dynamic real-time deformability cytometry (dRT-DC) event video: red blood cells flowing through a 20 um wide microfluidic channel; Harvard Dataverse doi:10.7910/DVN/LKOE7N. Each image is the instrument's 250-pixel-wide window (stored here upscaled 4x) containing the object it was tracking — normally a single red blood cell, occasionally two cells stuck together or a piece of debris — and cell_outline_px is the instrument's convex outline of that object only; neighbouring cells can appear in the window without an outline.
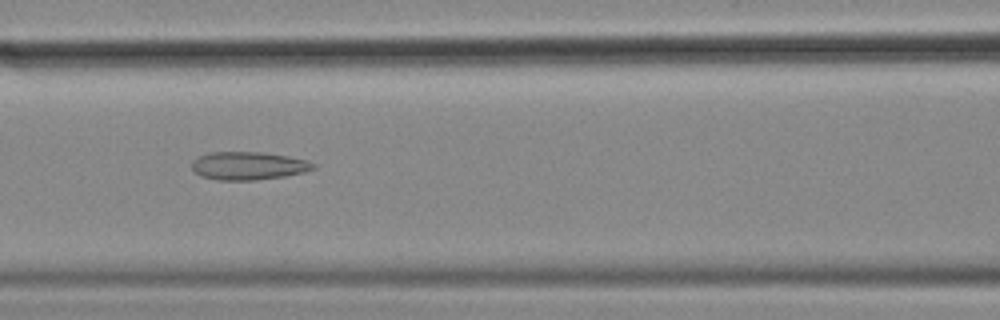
{"species": "common noctule bat (a hibernating species)", "species_latin": "Nyctalus noctula", "temperature_condition": "cold", "stored_images_in_passage": 40, "camera_frame_rate_fps": 3000, "um_per_image_px": 0.085, "animal": {"sex": "female", "body_mass_g": 18.4}, "frame": {"image": 1, "passage_image": 8, "time_ms": 2.333, "image_size_px": [1000, 320], "cell_outline_px": [[316, 168], [304, 172], [284, 176], [252, 180], [216, 180], [200, 176], [192, 168], [192, 160], [208, 152], [260, 152], [288, 156], [308, 160], [316, 164]], "centroid_in_image_um": [21.11, 14.09], "position_along_channel_um": 145.5, "area_um2": 19.88}}
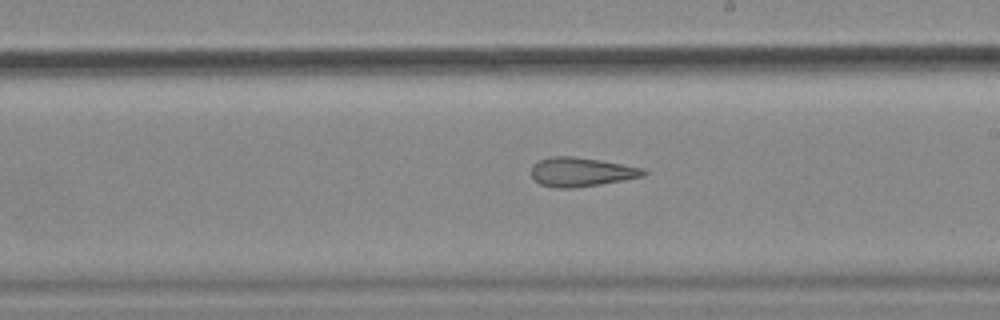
{"frame": {"image": 2, "passage_image": 16, "time_ms": 5.0, "image_size_px": [1000, 320], "cell_outline_px": [[648, 172], [644, 176], [600, 184], [576, 188], [556, 188], [540, 184], [532, 176], [532, 164], [540, 160], [552, 156], [572, 156], [644, 168]], "centroid_in_image_um": [49.39, 14.62], "position_along_channel_um": 239.6, "area_um2": 18.79}}
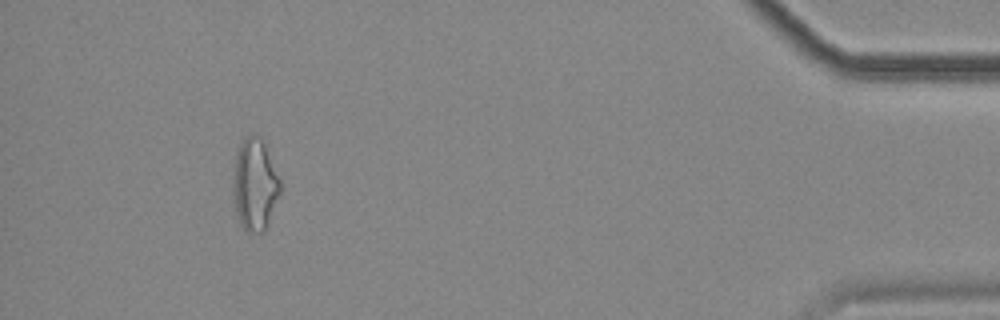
{"frame": {"image": 3, "passage_image": 36, "time_ms": 11.667, "image_size_px": [1000, 320], "cell_outline_px": [[284, 188], [264, 232], [248, 232], [240, 224], [236, 208], [232, 184], [232, 176], [236, 156], [240, 144], [244, 136], [260, 136], [264, 144]], "centroid_in_image_um": [21.69, 15.71], "position_along_channel_um": 413.5, "area_um2": 25.32}, "authors_computed_cell_mechanics": {"area_um2": 19.7676, "velocity_mm_per_s": 3.5485, "shape_relaxation_time_tau1_ms": null, "shape_relaxation_time_tau2_ms": 3.6536, "deformation_change_tau1": null, "deformation_change_tau2": 0.152}}